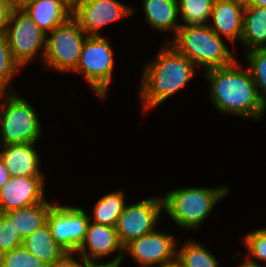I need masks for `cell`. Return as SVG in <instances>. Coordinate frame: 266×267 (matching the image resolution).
<instances>
[{
  "mask_svg": "<svg viewBox=\"0 0 266 267\" xmlns=\"http://www.w3.org/2000/svg\"><path fill=\"white\" fill-rule=\"evenodd\" d=\"M162 209V197L147 198L126 205L115 226L122 246L125 247L131 241L154 231Z\"/></svg>",
  "mask_w": 266,
  "mask_h": 267,
  "instance_id": "10",
  "label": "cell"
},
{
  "mask_svg": "<svg viewBox=\"0 0 266 267\" xmlns=\"http://www.w3.org/2000/svg\"><path fill=\"white\" fill-rule=\"evenodd\" d=\"M0 114L1 144L31 143L39 139L41 125L34 108L23 98L6 93Z\"/></svg>",
  "mask_w": 266,
  "mask_h": 267,
  "instance_id": "5",
  "label": "cell"
},
{
  "mask_svg": "<svg viewBox=\"0 0 266 267\" xmlns=\"http://www.w3.org/2000/svg\"><path fill=\"white\" fill-rule=\"evenodd\" d=\"M176 240L171 234L154 230L137 238L124 247V253H129L143 267H162L177 259Z\"/></svg>",
  "mask_w": 266,
  "mask_h": 267,
  "instance_id": "12",
  "label": "cell"
},
{
  "mask_svg": "<svg viewBox=\"0 0 266 267\" xmlns=\"http://www.w3.org/2000/svg\"><path fill=\"white\" fill-rule=\"evenodd\" d=\"M211 100L221 112L259 119L266 109L249 70H243L235 60L232 64L209 69Z\"/></svg>",
  "mask_w": 266,
  "mask_h": 267,
  "instance_id": "1",
  "label": "cell"
},
{
  "mask_svg": "<svg viewBox=\"0 0 266 267\" xmlns=\"http://www.w3.org/2000/svg\"><path fill=\"white\" fill-rule=\"evenodd\" d=\"M66 1L72 6L76 0H66Z\"/></svg>",
  "mask_w": 266,
  "mask_h": 267,
  "instance_id": "39",
  "label": "cell"
},
{
  "mask_svg": "<svg viewBox=\"0 0 266 267\" xmlns=\"http://www.w3.org/2000/svg\"><path fill=\"white\" fill-rule=\"evenodd\" d=\"M11 11L9 3L6 0H0V35H6Z\"/></svg>",
  "mask_w": 266,
  "mask_h": 267,
  "instance_id": "30",
  "label": "cell"
},
{
  "mask_svg": "<svg viewBox=\"0 0 266 267\" xmlns=\"http://www.w3.org/2000/svg\"><path fill=\"white\" fill-rule=\"evenodd\" d=\"M162 267H184V266L178 261V259H176L174 261L167 263L166 265Z\"/></svg>",
  "mask_w": 266,
  "mask_h": 267,
  "instance_id": "37",
  "label": "cell"
},
{
  "mask_svg": "<svg viewBox=\"0 0 266 267\" xmlns=\"http://www.w3.org/2000/svg\"><path fill=\"white\" fill-rule=\"evenodd\" d=\"M20 66L14 61L6 35H0V91L9 92V83Z\"/></svg>",
  "mask_w": 266,
  "mask_h": 267,
  "instance_id": "26",
  "label": "cell"
},
{
  "mask_svg": "<svg viewBox=\"0 0 266 267\" xmlns=\"http://www.w3.org/2000/svg\"><path fill=\"white\" fill-rule=\"evenodd\" d=\"M46 36L24 10L11 11L6 38L12 57L20 68L30 62L41 49V57L44 58Z\"/></svg>",
  "mask_w": 266,
  "mask_h": 267,
  "instance_id": "8",
  "label": "cell"
},
{
  "mask_svg": "<svg viewBox=\"0 0 266 267\" xmlns=\"http://www.w3.org/2000/svg\"><path fill=\"white\" fill-rule=\"evenodd\" d=\"M234 1H239V2H242V3H244V4H247V2H248L249 0H234Z\"/></svg>",
  "mask_w": 266,
  "mask_h": 267,
  "instance_id": "40",
  "label": "cell"
},
{
  "mask_svg": "<svg viewBox=\"0 0 266 267\" xmlns=\"http://www.w3.org/2000/svg\"><path fill=\"white\" fill-rule=\"evenodd\" d=\"M146 21L154 29L176 34L181 24H177L178 0H144Z\"/></svg>",
  "mask_w": 266,
  "mask_h": 267,
  "instance_id": "20",
  "label": "cell"
},
{
  "mask_svg": "<svg viewBox=\"0 0 266 267\" xmlns=\"http://www.w3.org/2000/svg\"><path fill=\"white\" fill-rule=\"evenodd\" d=\"M82 264L80 267H119V264L122 261H115V259H112V261H109L108 263L105 264H100L99 262L96 263V261H86V260H82ZM99 263V264H98Z\"/></svg>",
  "mask_w": 266,
  "mask_h": 267,
  "instance_id": "32",
  "label": "cell"
},
{
  "mask_svg": "<svg viewBox=\"0 0 266 267\" xmlns=\"http://www.w3.org/2000/svg\"><path fill=\"white\" fill-rule=\"evenodd\" d=\"M246 57L259 98L266 106V48L248 50Z\"/></svg>",
  "mask_w": 266,
  "mask_h": 267,
  "instance_id": "25",
  "label": "cell"
},
{
  "mask_svg": "<svg viewBox=\"0 0 266 267\" xmlns=\"http://www.w3.org/2000/svg\"><path fill=\"white\" fill-rule=\"evenodd\" d=\"M228 190V187L174 189L162 197L163 209L178 225L193 229L204 222Z\"/></svg>",
  "mask_w": 266,
  "mask_h": 267,
  "instance_id": "4",
  "label": "cell"
},
{
  "mask_svg": "<svg viewBox=\"0 0 266 267\" xmlns=\"http://www.w3.org/2000/svg\"><path fill=\"white\" fill-rule=\"evenodd\" d=\"M11 175L8 171V169L6 168L1 154H0V189L2 188V186L10 179Z\"/></svg>",
  "mask_w": 266,
  "mask_h": 267,
  "instance_id": "34",
  "label": "cell"
},
{
  "mask_svg": "<svg viewBox=\"0 0 266 267\" xmlns=\"http://www.w3.org/2000/svg\"><path fill=\"white\" fill-rule=\"evenodd\" d=\"M112 51L109 42L101 35L88 36L83 44L78 65L73 71L84 75L101 99L106 96L112 78Z\"/></svg>",
  "mask_w": 266,
  "mask_h": 267,
  "instance_id": "7",
  "label": "cell"
},
{
  "mask_svg": "<svg viewBox=\"0 0 266 267\" xmlns=\"http://www.w3.org/2000/svg\"><path fill=\"white\" fill-rule=\"evenodd\" d=\"M34 144V142L0 144L2 160L12 177L44 176L39 170V155L34 149Z\"/></svg>",
  "mask_w": 266,
  "mask_h": 267,
  "instance_id": "16",
  "label": "cell"
},
{
  "mask_svg": "<svg viewBox=\"0 0 266 267\" xmlns=\"http://www.w3.org/2000/svg\"><path fill=\"white\" fill-rule=\"evenodd\" d=\"M80 266L81 263H79L74 259L73 253H68L59 261L47 265V267H80Z\"/></svg>",
  "mask_w": 266,
  "mask_h": 267,
  "instance_id": "31",
  "label": "cell"
},
{
  "mask_svg": "<svg viewBox=\"0 0 266 267\" xmlns=\"http://www.w3.org/2000/svg\"><path fill=\"white\" fill-rule=\"evenodd\" d=\"M43 191L44 176H11L0 189V213L43 202Z\"/></svg>",
  "mask_w": 266,
  "mask_h": 267,
  "instance_id": "13",
  "label": "cell"
},
{
  "mask_svg": "<svg viewBox=\"0 0 266 267\" xmlns=\"http://www.w3.org/2000/svg\"><path fill=\"white\" fill-rule=\"evenodd\" d=\"M125 206L123 191L120 190L104 195L95 204L93 223L115 227Z\"/></svg>",
  "mask_w": 266,
  "mask_h": 267,
  "instance_id": "22",
  "label": "cell"
},
{
  "mask_svg": "<svg viewBox=\"0 0 266 267\" xmlns=\"http://www.w3.org/2000/svg\"><path fill=\"white\" fill-rule=\"evenodd\" d=\"M177 259L184 267H219L215 256L195 241L184 244L177 251Z\"/></svg>",
  "mask_w": 266,
  "mask_h": 267,
  "instance_id": "23",
  "label": "cell"
},
{
  "mask_svg": "<svg viewBox=\"0 0 266 267\" xmlns=\"http://www.w3.org/2000/svg\"><path fill=\"white\" fill-rule=\"evenodd\" d=\"M133 12L117 0H76L71 16L88 36H98L99 28Z\"/></svg>",
  "mask_w": 266,
  "mask_h": 267,
  "instance_id": "11",
  "label": "cell"
},
{
  "mask_svg": "<svg viewBox=\"0 0 266 267\" xmlns=\"http://www.w3.org/2000/svg\"><path fill=\"white\" fill-rule=\"evenodd\" d=\"M50 35L46 36L44 64L58 71L73 72L88 35L72 16L52 30Z\"/></svg>",
  "mask_w": 266,
  "mask_h": 267,
  "instance_id": "6",
  "label": "cell"
},
{
  "mask_svg": "<svg viewBox=\"0 0 266 267\" xmlns=\"http://www.w3.org/2000/svg\"><path fill=\"white\" fill-rule=\"evenodd\" d=\"M174 36L169 44L196 66H204L206 71L228 66L236 60L223 38L209 25H181Z\"/></svg>",
  "mask_w": 266,
  "mask_h": 267,
  "instance_id": "3",
  "label": "cell"
},
{
  "mask_svg": "<svg viewBox=\"0 0 266 267\" xmlns=\"http://www.w3.org/2000/svg\"><path fill=\"white\" fill-rule=\"evenodd\" d=\"M53 205L44 200L28 207L8 211L6 214L13 222L19 236L24 240L47 224L48 215Z\"/></svg>",
  "mask_w": 266,
  "mask_h": 267,
  "instance_id": "18",
  "label": "cell"
},
{
  "mask_svg": "<svg viewBox=\"0 0 266 267\" xmlns=\"http://www.w3.org/2000/svg\"><path fill=\"white\" fill-rule=\"evenodd\" d=\"M23 245V239L6 213H0V255Z\"/></svg>",
  "mask_w": 266,
  "mask_h": 267,
  "instance_id": "28",
  "label": "cell"
},
{
  "mask_svg": "<svg viewBox=\"0 0 266 267\" xmlns=\"http://www.w3.org/2000/svg\"><path fill=\"white\" fill-rule=\"evenodd\" d=\"M246 7H266V0H249Z\"/></svg>",
  "mask_w": 266,
  "mask_h": 267,
  "instance_id": "35",
  "label": "cell"
},
{
  "mask_svg": "<svg viewBox=\"0 0 266 267\" xmlns=\"http://www.w3.org/2000/svg\"><path fill=\"white\" fill-rule=\"evenodd\" d=\"M245 246L253 259L266 261V228L254 230L243 237Z\"/></svg>",
  "mask_w": 266,
  "mask_h": 267,
  "instance_id": "29",
  "label": "cell"
},
{
  "mask_svg": "<svg viewBox=\"0 0 266 267\" xmlns=\"http://www.w3.org/2000/svg\"><path fill=\"white\" fill-rule=\"evenodd\" d=\"M88 246V253L87 247ZM119 251V255L115 257V261H122L125 257L124 247L119 241L115 227L89 222L85 238L75 254H79L82 260L96 261L101 260L115 251ZM90 255V256H89Z\"/></svg>",
  "mask_w": 266,
  "mask_h": 267,
  "instance_id": "14",
  "label": "cell"
},
{
  "mask_svg": "<svg viewBox=\"0 0 266 267\" xmlns=\"http://www.w3.org/2000/svg\"><path fill=\"white\" fill-rule=\"evenodd\" d=\"M12 10H24L30 3L35 0H6Z\"/></svg>",
  "mask_w": 266,
  "mask_h": 267,
  "instance_id": "33",
  "label": "cell"
},
{
  "mask_svg": "<svg viewBox=\"0 0 266 267\" xmlns=\"http://www.w3.org/2000/svg\"><path fill=\"white\" fill-rule=\"evenodd\" d=\"M90 222L87 213L73 206H59L54 203L47 224L53 239L67 253H76L82 244Z\"/></svg>",
  "mask_w": 266,
  "mask_h": 267,
  "instance_id": "9",
  "label": "cell"
},
{
  "mask_svg": "<svg viewBox=\"0 0 266 267\" xmlns=\"http://www.w3.org/2000/svg\"><path fill=\"white\" fill-rule=\"evenodd\" d=\"M163 45L154 61L148 63L140 85L145 109L159 106L193 78L196 65L172 45Z\"/></svg>",
  "mask_w": 266,
  "mask_h": 267,
  "instance_id": "2",
  "label": "cell"
},
{
  "mask_svg": "<svg viewBox=\"0 0 266 267\" xmlns=\"http://www.w3.org/2000/svg\"><path fill=\"white\" fill-rule=\"evenodd\" d=\"M239 267H261L260 264L258 265V263H256V261H253L252 259H248L243 263L241 264V266Z\"/></svg>",
  "mask_w": 266,
  "mask_h": 267,
  "instance_id": "36",
  "label": "cell"
},
{
  "mask_svg": "<svg viewBox=\"0 0 266 267\" xmlns=\"http://www.w3.org/2000/svg\"><path fill=\"white\" fill-rule=\"evenodd\" d=\"M245 7L246 4L239 1L214 0L211 12L214 23L208 25L218 36L223 34L231 41L241 40Z\"/></svg>",
  "mask_w": 266,
  "mask_h": 267,
  "instance_id": "15",
  "label": "cell"
},
{
  "mask_svg": "<svg viewBox=\"0 0 266 267\" xmlns=\"http://www.w3.org/2000/svg\"><path fill=\"white\" fill-rule=\"evenodd\" d=\"M214 0H178L179 13L184 24L181 25H208Z\"/></svg>",
  "mask_w": 266,
  "mask_h": 267,
  "instance_id": "24",
  "label": "cell"
},
{
  "mask_svg": "<svg viewBox=\"0 0 266 267\" xmlns=\"http://www.w3.org/2000/svg\"><path fill=\"white\" fill-rule=\"evenodd\" d=\"M22 246L46 265L57 262L68 254L53 239L48 224L27 236Z\"/></svg>",
  "mask_w": 266,
  "mask_h": 267,
  "instance_id": "19",
  "label": "cell"
},
{
  "mask_svg": "<svg viewBox=\"0 0 266 267\" xmlns=\"http://www.w3.org/2000/svg\"><path fill=\"white\" fill-rule=\"evenodd\" d=\"M0 267H47L23 246L0 255Z\"/></svg>",
  "mask_w": 266,
  "mask_h": 267,
  "instance_id": "27",
  "label": "cell"
},
{
  "mask_svg": "<svg viewBox=\"0 0 266 267\" xmlns=\"http://www.w3.org/2000/svg\"><path fill=\"white\" fill-rule=\"evenodd\" d=\"M24 11L48 35L71 16L72 6L66 0H35Z\"/></svg>",
  "mask_w": 266,
  "mask_h": 267,
  "instance_id": "17",
  "label": "cell"
},
{
  "mask_svg": "<svg viewBox=\"0 0 266 267\" xmlns=\"http://www.w3.org/2000/svg\"><path fill=\"white\" fill-rule=\"evenodd\" d=\"M7 92L0 91V97H5ZM2 105H0V114H1Z\"/></svg>",
  "mask_w": 266,
  "mask_h": 267,
  "instance_id": "38",
  "label": "cell"
},
{
  "mask_svg": "<svg viewBox=\"0 0 266 267\" xmlns=\"http://www.w3.org/2000/svg\"><path fill=\"white\" fill-rule=\"evenodd\" d=\"M240 41L250 50L266 48V7H245Z\"/></svg>",
  "mask_w": 266,
  "mask_h": 267,
  "instance_id": "21",
  "label": "cell"
}]
</instances>
